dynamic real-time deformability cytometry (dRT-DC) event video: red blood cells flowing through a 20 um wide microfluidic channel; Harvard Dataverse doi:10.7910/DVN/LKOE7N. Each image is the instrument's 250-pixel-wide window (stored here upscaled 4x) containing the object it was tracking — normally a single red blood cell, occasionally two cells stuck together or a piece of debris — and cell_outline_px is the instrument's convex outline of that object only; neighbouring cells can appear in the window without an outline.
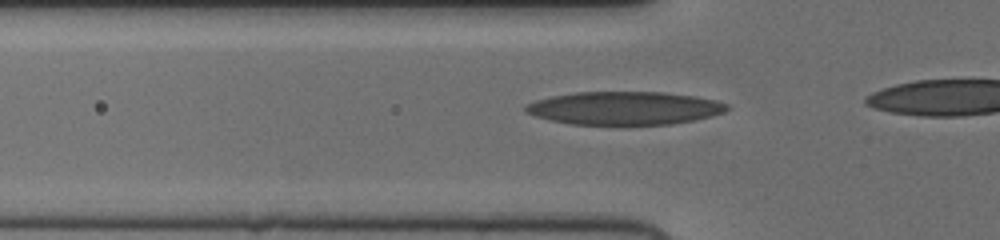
{"species": "human", "species_latin": "Homo sapiens", "temperature_condition": "cold", "stored_images_in_passage": 12, "camera_frame_rate_fps": 3000, "um_per_image_px": 0.085, "donor": {"sex": "female"}, "frame": {"image": 1, "passage_image": 9, "time_ms": 2.667, "image_size_px": [1000, 240], "cell_outline_px": [[732, 108], [724, 112], [712, 116], [672, 124], [572, 124], [552, 120], [536, 116], [528, 112], [524, 108], [528, 104], [536, 100], [552, 96], [576, 92], [664, 92], [692, 96], [716, 100], [728, 104]], "centroid_in_image_um": [53.13, 9.18], "position_along_channel_um": 72.7, "area_um2": 38.55}}